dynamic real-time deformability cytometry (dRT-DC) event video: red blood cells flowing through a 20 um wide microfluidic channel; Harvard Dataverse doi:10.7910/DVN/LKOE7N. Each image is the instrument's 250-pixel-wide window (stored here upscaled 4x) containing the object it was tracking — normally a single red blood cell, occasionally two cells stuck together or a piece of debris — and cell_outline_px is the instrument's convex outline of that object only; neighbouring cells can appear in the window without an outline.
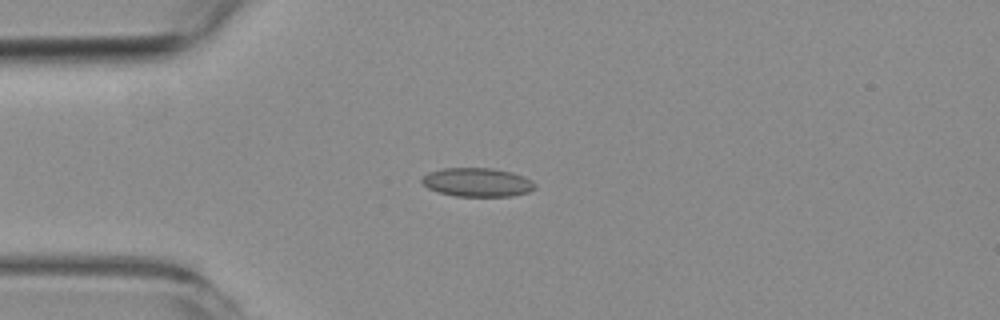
{"species": "common noctule bat (a hibernating species)", "species_latin": "Nyctalus noctula", "temperature_condition": "room temperature", "stored_images_in_passage": 7, "camera_frame_rate_fps": 3000, "um_per_image_px": 0.085, "animal": {"sex": "female", "body_mass_g": 19.3, "forearm_length_mm": 54.1}, "frame": {"image": 1, "passage_image": 4, "time_ms": 3.333, "image_size_px": [1000, 320], "cell_outline_px": [[536, 188], [528, 192], [512, 196], [456, 196], [440, 192], [428, 188], [420, 180], [428, 172], [440, 168], [492, 168], [512, 172], [524, 176], [532, 180], [536, 184]], "centroid_in_image_um": [40.59, 15.48], "position_along_channel_um": 44.4, "area_um2": 19.02}}
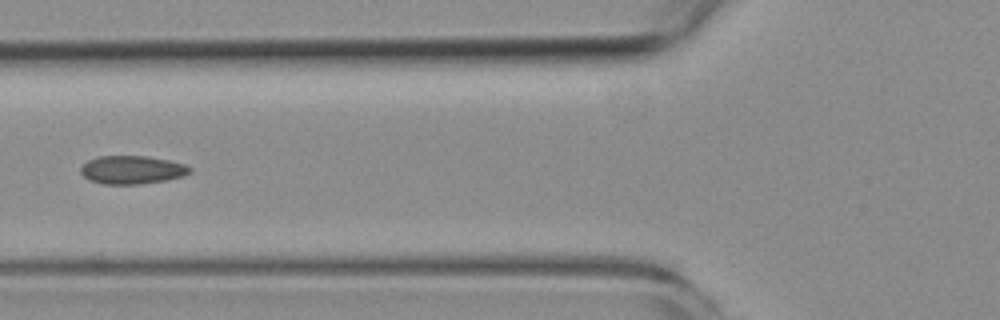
{"frame": {"image": 2, "passage_image": 6, "time_ms": 5.667, "image_size_px": [1000, 320], "cell_outline_px": [[192, 172], [184, 176], [168, 180], [140, 184], [104, 184], [88, 180], [80, 172], [80, 168], [88, 160], [100, 156], [148, 156], [168, 160], [184, 164], [192, 168]], "centroid_in_image_um": [11.24, 14.44], "position_along_channel_um": 114.6, "area_um2": 18.09}}
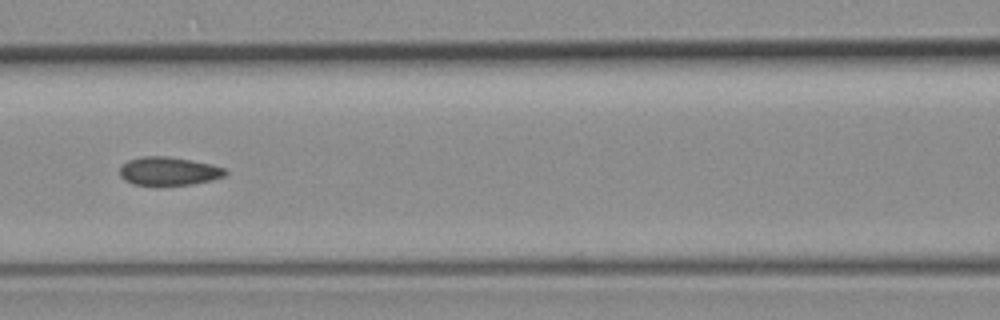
{"frame": {"image": 3, "passage_image": 7, "time_ms": 6.667, "image_size_px": [1000, 320], "cell_outline_px": [[228, 172], [224, 176], [212, 180], [192, 184], [132, 184], [124, 180], [120, 176], [120, 168], [128, 160], [144, 156], [168, 156], [212, 164], [224, 168]], "centroid_in_image_um": [14.35, 14.53], "position_along_channel_um": 152.3, "area_um2": 17.22}}